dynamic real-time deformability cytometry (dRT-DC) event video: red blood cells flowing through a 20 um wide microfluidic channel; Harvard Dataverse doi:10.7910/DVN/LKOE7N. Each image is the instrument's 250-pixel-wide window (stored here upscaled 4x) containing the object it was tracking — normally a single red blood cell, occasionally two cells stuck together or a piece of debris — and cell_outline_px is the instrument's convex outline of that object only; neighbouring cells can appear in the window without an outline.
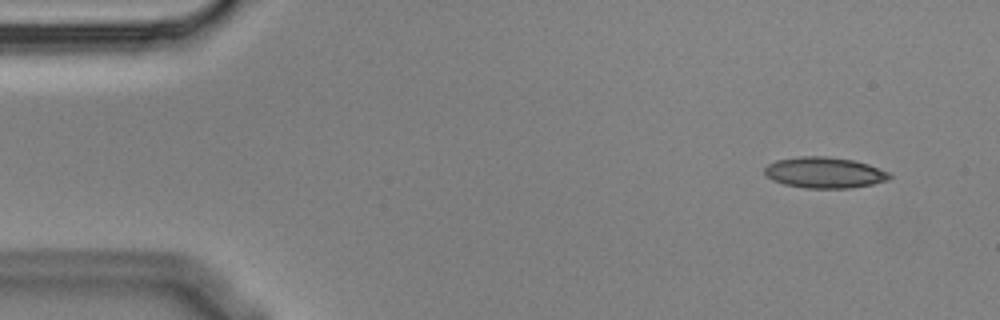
{"species": "Egyptian fruit bat (a non-hibernating species)", "species_latin": "Rousettus aegyptiacus", "temperature_condition": "cold", "stored_images_in_passage": 4, "camera_frame_rate_fps": 3000, "um_per_image_px": 0.085, "animal": {"sex": "male"}, "frame": {"image": 1, "passage_image": 1, "time_ms": 0.0, "image_size_px": [1000, 320], "cell_outline_px": [[892, 176], [888, 180], [872, 184], [852, 188], [804, 188], [784, 184], [772, 180], [764, 176], [764, 168], [768, 164], [776, 160], [800, 156], [824, 156], [852, 160], [868, 164], [888, 172]], "centroid_in_image_um": [70.04, 14.67], "position_along_channel_um": 15.0, "area_um2": 22.6}}
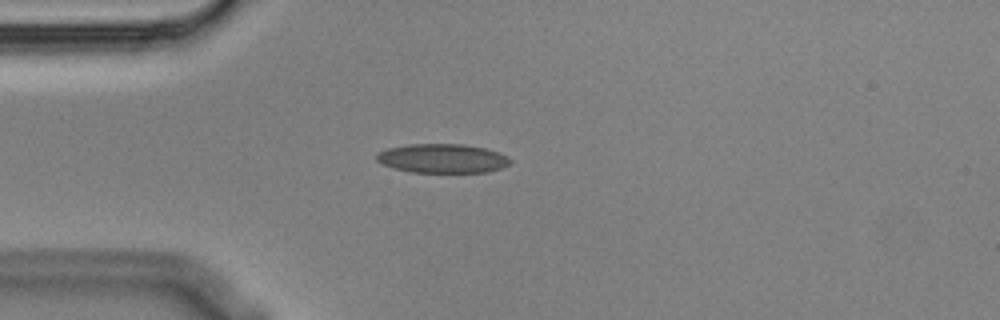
{"frame": {"image": 2, "passage_image": 4, "time_ms": 1.0, "image_size_px": [1000, 320], "cell_outline_px": [[512, 160], [508, 164], [500, 168], [488, 172], [412, 172], [396, 168], [384, 164], [376, 160], [376, 156], [380, 152], [388, 148], [408, 144], [464, 144], [484, 148], [500, 152], [508, 156]], "centroid_in_image_um": [37.65, 13.46], "position_along_channel_um": 47.4, "area_um2": 22.48}}